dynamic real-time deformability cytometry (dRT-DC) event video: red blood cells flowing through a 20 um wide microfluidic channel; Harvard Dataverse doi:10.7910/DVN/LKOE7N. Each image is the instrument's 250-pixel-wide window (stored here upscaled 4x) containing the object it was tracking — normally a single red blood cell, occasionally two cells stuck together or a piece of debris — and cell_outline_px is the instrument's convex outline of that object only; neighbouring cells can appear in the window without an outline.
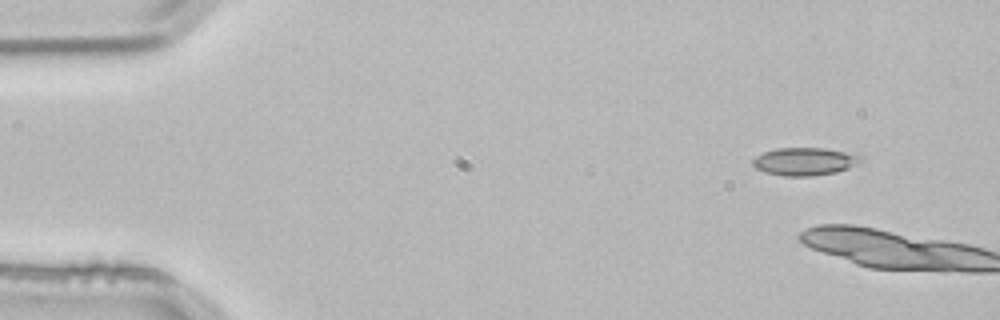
{"species": "common noctule bat (a hibernating species)", "species_latin": "Nyctalus noctula", "temperature_condition": "room temperature", "stored_images_in_passage": 5, "camera_frame_rate_fps": 3000, "um_per_image_px": 0.085, "animal": {"sex": "male", "body_mass_g": 21.5, "forearm_length_mm": 52.0}, "frame": {"image": 1, "passage_image": 1, "time_ms": 0.0, "image_size_px": [1000, 320], "cell_outline_px": [[864, 160], [848, 168], [836, 172], [812, 176], [784, 176], [764, 172], [756, 168], [752, 164], [752, 160], [756, 156], [764, 152], [776, 148], [824, 148], [864, 156]], "centroid_in_image_um": [68.39, 13.73], "position_along_channel_um": 16.6, "area_um2": 17.51}}